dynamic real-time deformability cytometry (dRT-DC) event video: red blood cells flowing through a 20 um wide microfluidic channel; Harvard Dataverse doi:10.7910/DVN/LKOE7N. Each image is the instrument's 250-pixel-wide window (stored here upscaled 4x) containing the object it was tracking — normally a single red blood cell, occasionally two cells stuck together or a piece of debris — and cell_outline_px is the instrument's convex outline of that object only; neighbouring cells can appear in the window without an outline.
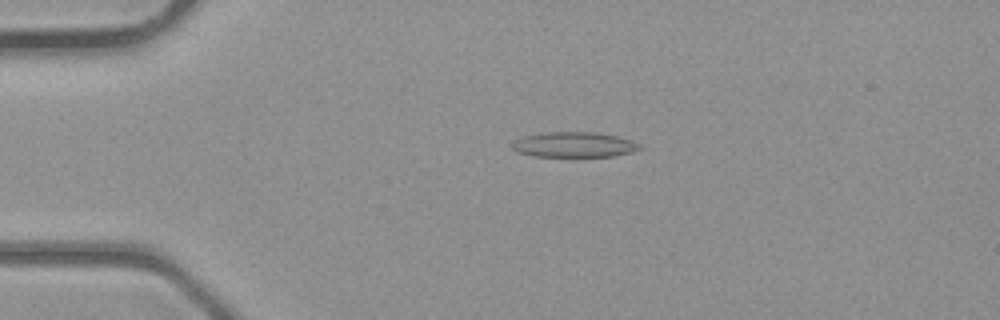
{"species": "common noctule bat (a hibernating species)", "species_latin": "Nyctalus noctula", "temperature_condition": "room temperature", "stored_images_in_passage": 2, "camera_frame_rate_fps": 3000, "um_per_image_px": 0.085, "animal": {"sex": "male", "body_mass_g": 23.1, "forearm_length_mm": 52.7}, "frame": {"image": 1, "passage_image": 2, "time_ms": 1.333, "image_size_px": [1000, 320], "cell_outline_px": [[644, 148], [632, 152], [612, 156], [532, 156], [516, 152], [512, 148], [512, 144], [516, 140], [524, 136], [544, 132], [596, 132], [616, 136], [632, 140], [640, 144]], "centroid_in_image_um": [48.81, 12.29], "position_along_channel_um": 36.2, "area_um2": 18.79}}